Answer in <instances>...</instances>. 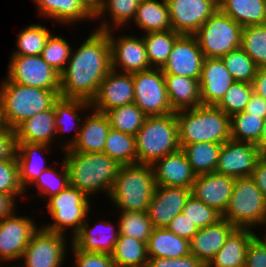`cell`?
I'll return each instance as SVG.
<instances>
[{
    "mask_svg": "<svg viewBox=\"0 0 266 267\" xmlns=\"http://www.w3.org/2000/svg\"><path fill=\"white\" fill-rule=\"evenodd\" d=\"M9 267H18L17 265H15V264H13V266H12V263H11V266L10 265H8Z\"/></svg>",
    "mask_w": 266,
    "mask_h": 267,
    "instance_id": "obj_64",
    "label": "cell"
},
{
    "mask_svg": "<svg viewBox=\"0 0 266 267\" xmlns=\"http://www.w3.org/2000/svg\"><path fill=\"white\" fill-rule=\"evenodd\" d=\"M87 215L85 223L80 230L71 238V243L84 251L102 252L111 254L119 236L118 221L102 220L90 227L91 218Z\"/></svg>",
    "mask_w": 266,
    "mask_h": 267,
    "instance_id": "obj_23",
    "label": "cell"
},
{
    "mask_svg": "<svg viewBox=\"0 0 266 267\" xmlns=\"http://www.w3.org/2000/svg\"><path fill=\"white\" fill-rule=\"evenodd\" d=\"M265 119L246 112H239L230 117L231 140L257 144Z\"/></svg>",
    "mask_w": 266,
    "mask_h": 267,
    "instance_id": "obj_45",
    "label": "cell"
},
{
    "mask_svg": "<svg viewBox=\"0 0 266 267\" xmlns=\"http://www.w3.org/2000/svg\"><path fill=\"white\" fill-rule=\"evenodd\" d=\"M21 29L16 40L17 49L11 56L40 55L52 32L44 25L35 22Z\"/></svg>",
    "mask_w": 266,
    "mask_h": 267,
    "instance_id": "obj_40",
    "label": "cell"
},
{
    "mask_svg": "<svg viewBox=\"0 0 266 267\" xmlns=\"http://www.w3.org/2000/svg\"><path fill=\"white\" fill-rule=\"evenodd\" d=\"M7 127L5 120H4V116H3V107H2V103H1V99H0V130L1 129H5Z\"/></svg>",
    "mask_w": 266,
    "mask_h": 267,
    "instance_id": "obj_62",
    "label": "cell"
},
{
    "mask_svg": "<svg viewBox=\"0 0 266 267\" xmlns=\"http://www.w3.org/2000/svg\"><path fill=\"white\" fill-rule=\"evenodd\" d=\"M151 166L156 186L186 187L192 190L197 175L181 148L160 158Z\"/></svg>",
    "mask_w": 266,
    "mask_h": 267,
    "instance_id": "obj_20",
    "label": "cell"
},
{
    "mask_svg": "<svg viewBox=\"0 0 266 267\" xmlns=\"http://www.w3.org/2000/svg\"><path fill=\"white\" fill-rule=\"evenodd\" d=\"M221 58H204L200 83L202 105H216L234 83Z\"/></svg>",
    "mask_w": 266,
    "mask_h": 267,
    "instance_id": "obj_24",
    "label": "cell"
},
{
    "mask_svg": "<svg viewBox=\"0 0 266 267\" xmlns=\"http://www.w3.org/2000/svg\"><path fill=\"white\" fill-rule=\"evenodd\" d=\"M171 108L174 112L202 105L199 79L164 75Z\"/></svg>",
    "mask_w": 266,
    "mask_h": 267,
    "instance_id": "obj_32",
    "label": "cell"
},
{
    "mask_svg": "<svg viewBox=\"0 0 266 267\" xmlns=\"http://www.w3.org/2000/svg\"><path fill=\"white\" fill-rule=\"evenodd\" d=\"M244 267H266V243L259 238V234L247 248Z\"/></svg>",
    "mask_w": 266,
    "mask_h": 267,
    "instance_id": "obj_53",
    "label": "cell"
},
{
    "mask_svg": "<svg viewBox=\"0 0 266 267\" xmlns=\"http://www.w3.org/2000/svg\"><path fill=\"white\" fill-rule=\"evenodd\" d=\"M221 59L234 81L252 83L258 67L242 48L227 53Z\"/></svg>",
    "mask_w": 266,
    "mask_h": 267,
    "instance_id": "obj_46",
    "label": "cell"
},
{
    "mask_svg": "<svg viewBox=\"0 0 266 267\" xmlns=\"http://www.w3.org/2000/svg\"><path fill=\"white\" fill-rule=\"evenodd\" d=\"M16 210L0 220V263H18L29 244L32 234L39 228L32 216H19ZM17 261V262H16ZM1 265V264H0Z\"/></svg>",
    "mask_w": 266,
    "mask_h": 267,
    "instance_id": "obj_13",
    "label": "cell"
},
{
    "mask_svg": "<svg viewBox=\"0 0 266 267\" xmlns=\"http://www.w3.org/2000/svg\"><path fill=\"white\" fill-rule=\"evenodd\" d=\"M156 182L151 165H120L108 199L118 211H147Z\"/></svg>",
    "mask_w": 266,
    "mask_h": 267,
    "instance_id": "obj_4",
    "label": "cell"
},
{
    "mask_svg": "<svg viewBox=\"0 0 266 267\" xmlns=\"http://www.w3.org/2000/svg\"><path fill=\"white\" fill-rule=\"evenodd\" d=\"M134 103L147 116L173 113L161 68L132 73Z\"/></svg>",
    "mask_w": 266,
    "mask_h": 267,
    "instance_id": "obj_11",
    "label": "cell"
},
{
    "mask_svg": "<svg viewBox=\"0 0 266 267\" xmlns=\"http://www.w3.org/2000/svg\"><path fill=\"white\" fill-rule=\"evenodd\" d=\"M253 92L266 100V68H258L252 81Z\"/></svg>",
    "mask_w": 266,
    "mask_h": 267,
    "instance_id": "obj_58",
    "label": "cell"
},
{
    "mask_svg": "<svg viewBox=\"0 0 266 267\" xmlns=\"http://www.w3.org/2000/svg\"><path fill=\"white\" fill-rule=\"evenodd\" d=\"M218 9L242 27L266 24V0H218Z\"/></svg>",
    "mask_w": 266,
    "mask_h": 267,
    "instance_id": "obj_35",
    "label": "cell"
},
{
    "mask_svg": "<svg viewBox=\"0 0 266 267\" xmlns=\"http://www.w3.org/2000/svg\"><path fill=\"white\" fill-rule=\"evenodd\" d=\"M103 153L120 165L137 163L135 136L110 128Z\"/></svg>",
    "mask_w": 266,
    "mask_h": 267,
    "instance_id": "obj_39",
    "label": "cell"
},
{
    "mask_svg": "<svg viewBox=\"0 0 266 267\" xmlns=\"http://www.w3.org/2000/svg\"><path fill=\"white\" fill-rule=\"evenodd\" d=\"M69 244L74 258L73 267H117L111 254L81 250L71 243V237Z\"/></svg>",
    "mask_w": 266,
    "mask_h": 267,
    "instance_id": "obj_51",
    "label": "cell"
},
{
    "mask_svg": "<svg viewBox=\"0 0 266 267\" xmlns=\"http://www.w3.org/2000/svg\"><path fill=\"white\" fill-rule=\"evenodd\" d=\"M15 134L17 142L43 143L50 146L55 144L56 128L53 106L24 120L15 128Z\"/></svg>",
    "mask_w": 266,
    "mask_h": 267,
    "instance_id": "obj_30",
    "label": "cell"
},
{
    "mask_svg": "<svg viewBox=\"0 0 266 267\" xmlns=\"http://www.w3.org/2000/svg\"><path fill=\"white\" fill-rule=\"evenodd\" d=\"M252 94V83L235 81L215 106L231 117L244 111Z\"/></svg>",
    "mask_w": 266,
    "mask_h": 267,
    "instance_id": "obj_47",
    "label": "cell"
},
{
    "mask_svg": "<svg viewBox=\"0 0 266 267\" xmlns=\"http://www.w3.org/2000/svg\"><path fill=\"white\" fill-rule=\"evenodd\" d=\"M243 27L217 9L194 34L205 58H222L241 48Z\"/></svg>",
    "mask_w": 266,
    "mask_h": 267,
    "instance_id": "obj_9",
    "label": "cell"
},
{
    "mask_svg": "<svg viewBox=\"0 0 266 267\" xmlns=\"http://www.w3.org/2000/svg\"><path fill=\"white\" fill-rule=\"evenodd\" d=\"M241 48L258 68H266V24L243 27Z\"/></svg>",
    "mask_w": 266,
    "mask_h": 267,
    "instance_id": "obj_44",
    "label": "cell"
},
{
    "mask_svg": "<svg viewBox=\"0 0 266 267\" xmlns=\"http://www.w3.org/2000/svg\"><path fill=\"white\" fill-rule=\"evenodd\" d=\"M117 267H146L148 262L147 243L119 235L111 253Z\"/></svg>",
    "mask_w": 266,
    "mask_h": 267,
    "instance_id": "obj_36",
    "label": "cell"
},
{
    "mask_svg": "<svg viewBox=\"0 0 266 267\" xmlns=\"http://www.w3.org/2000/svg\"><path fill=\"white\" fill-rule=\"evenodd\" d=\"M250 177L266 198V157L264 155L258 159Z\"/></svg>",
    "mask_w": 266,
    "mask_h": 267,
    "instance_id": "obj_56",
    "label": "cell"
},
{
    "mask_svg": "<svg viewBox=\"0 0 266 267\" xmlns=\"http://www.w3.org/2000/svg\"><path fill=\"white\" fill-rule=\"evenodd\" d=\"M83 1L95 12L103 0H83Z\"/></svg>",
    "mask_w": 266,
    "mask_h": 267,
    "instance_id": "obj_61",
    "label": "cell"
},
{
    "mask_svg": "<svg viewBox=\"0 0 266 267\" xmlns=\"http://www.w3.org/2000/svg\"><path fill=\"white\" fill-rule=\"evenodd\" d=\"M62 161L56 162L57 164L59 163L61 164L60 165L61 170L58 169L60 167L57 165H52V166L50 165V167L47 170L43 171L38 176V178L31 184V188L32 186H34V188L37 187L36 193L37 196L40 197V199L46 201L48 198L58 194L59 192L66 189L70 185L69 175L67 167L65 165V160L63 159Z\"/></svg>",
    "mask_w": 266,
    "mask_h": 267,
    "instance_id": "obj_41",
    "label": "cell"
},
{
    "mask_svg": "<svg viewBox=\"0 0 266 267\" xmlns=\"http://www.w3.org/2000/svg\"><path fill=\"white\" fill-rule=\"evenodd\" d=\"M180 35L173 29L142 34L151 68H162L164 66L176 39Z\"/></svg>",
    "mask_w": 266,
    "mask_h": 267,
    "instance_id": "obj_38",
    "label": "cell"
},
{
    "mask_svg": "<svg viewBox=\"0 0 266 267\" xmlns=\"http://www.w3.org/2000/svg\"><path fill=\"white\" fill-rule=\"evenodd\" d=\"M17 138L15 129L9 128L0 130V160H17Z\"/></svg>",
    "mask_w": 266,
    "mask_h": 267,
    "instance_id": "obj_55",
    "label": "cell"
},
{
    "mask_svg": "<svg viewBox=\"0 0 266 267\" xmlns=\"http://www.w3.org/2000/svg\"><path fill=\"white\" fill-rule=\"evenodd\" d=\"M176 118L181 149L192 143L223 144L231 140L230 116L214 105L179 110Z\"/></svg>",
    "mask_w": 266,
    "mask_h": 267,
    "instance_id": "obj_3",
    "label": "cell"
},
{
    "mask_svg": "<svg viewBox=\"0 0 266 267\" xmlns=\"http://www.w3.org/2000/svg\"><path fill=\"white\" fill-rule=\"evenodd\" d=\"M146 267H206V265L192 254L181 258H149Z\"/></svg>",
    "mask_w": 266,
    "mask_h": 267,
    "instance_id": "obj_54",
    "label": "cell"
},
{
    "mask_svg": "<svg viewBox=\"0 0 266 267\" xmlns=\"http://www.w3.org/2000/svg\"><path fill=\"white\" fill-rule=\"evenodd\" d=\"M234 229L235 227L223 218L214 225L199 229L189 241L190 254L207 265Z\"/></svg>",
    "mask_w": 266,
    "mask_h": 267,
    "instance_id": "obj_28",
    "label": "cell"
},
{
    "mask_svg": "<svg viewBox=\"0 0 266 267\" xmlns=\"http://www.w3.org/2000/svg\"><path fill=\"white\" fill-rule=\"evenodd\" d=\"M53 108L55 113L56 138L59 137L58 139L62 146L61 151H64L70 149L78 138L82 123V116H79L80 112H83L81 113L82 115L84 113L86 114L87 111H90L91 105L89 101L83 99L59 97L54 102ZM74 129L76 132L72 135L73 137L68 138L66 134H64L68 131L72 133ZM61 140H63V142Z\"/></svg>",
    "mask_w": 266,
    "mask_h": 267,
    "instance_id": "obj_22",
    "label": "cell"
},
{
    "mask_svg": "<svg viewBox=\"0 0 266 267\" xmlns=\"http://www.w3.org/2000/svg\"><path fill=\"white\" fill-rule=\"evenodd\" d=\"M118 227L119 235H126L145 243L153 231V225L147 211H119Z\"/></svg>",
    "mask_w": 266,
    "mask_h": 267,
    "instance_id": "obj_43",
    "label": "cell"
},
{
    "mask_svg": "<svg viewBox=\"0 0 266 267\" xmlns=\"http://www.w3.org/2000/svg\"><path fill=\"white\" fill-rule=\"evenodd\" d=\"M83 41L60 74V97L91 102L111 70V46L107 33L95 28Z\"/></svg>",
    "mask_w": 266,
    "mask_h": 267,
    "instance_id": "obj_1",
    "label": "cell"
},
{
    "mask_svg": "<svg viewBox=\"0 0 266 267\" xmlns=\"http://www.w3.org/2000/svg\"><path fill=\"white\" fill-rule=\"evenodd\" d=\"M175 32L194 35L218 9V0H166Z\"/></svg>",
    "mask_w": 266,
    "mask_h": 267,
    "instance_id": "obj_17",
    "label": "cell"
},
{
    "mask_svg": "<svg viewBox=\"0 0 266 267\" xmlns=\"http://www.w3.org/2000/svg\"><path fill=\"white\" fill-rule=\"evenodd\" d=\"M222 144L211 142H199L185 145V152L189 164L196 175L212 173L216 171L219 153Z\"/></svg>",
    "mask_w": 266,
    "mask_h": 267,
    "instance_id": "obj_37",
    "label": "cell"
},
{
    "mask_svg": "<svg viewBox=\"0 0 266 267\" xmlns=\"http://www.w3.org/2000/svg\"><path fill=\"white\" fill-rule=\"evenodd\" d=\"M67 238L62 233L45 230L42 225L32 234L18 267H62L66 257Z\"/></svg>",
    "mask_w": 266,
    "mask_h": 267,
    "instance_id": "obj_10",
    "label": "cell"
},
{
    "mask_svg": "<svg viewBox=\"0 0 266 267\" xmlns=\"http://www.w3.org/2000/svg\"><path fill=\"white\" fill-rule=\"evenodd\" d=\"M105 114L109 118L111 128L134 136L147 117L135 103L110 109Z\"/></svg>",
    "mask_w": 266,
    "mask_h": 267,
    "instance_id": "obj_42",
    "label": "cell"
},
{
    "mask_svg": "<svg viewBox=\"0 0 266 267\" xmlns=\"http://www.w3.org/2000/svg\"><path fill=\"white\" fill-rule=\"evenodd\" d=\"M136 25L142 34L172 30L169 7L166 0H141L131 25Z\"/></svg>",
    "mask_w": 266,
    "mask_h": 267,
    "instance_id": "obj_34",
    "label": "cell"
},
{
    "mask_svg": "<svg viewBox=\"0 0 266 267\" xmlns=\"http://www.w3.org/2000/svg\"><path fill=\"white\" fill-rule=\"evenodd\" d=\"M0 192L11 195L16 202L26 195L19 182L17 160H0Z\"/></svg>",
    "mask_w": 266,
    "mask_h": 267,
    "instance_id": "obj_50",
    "label": "cell"
},
{
    "mask_svg": "<svg viewBox=\"0 0 266 267\" xmlns=\"http://www.w3.org/2000/svg\"><path fill=\"white\" fill-rule=\"evenodd\" d=\"M140 1L141 0H103L95 11L94 20H100L101 22L96 29L100 31H108L111 29H117V31L120 30L121 32L124 31V26L126 28V26L130 24L129 22L134 20ZM108 14L109 20H104L106 18L105 16H108Z\"/></svg>",
    "mask_w": 266,
    "mask_h": 267,
    "instance_id": "obj_31",
    "label": "cell"
},
{
    "mask_svg": "<svg viewBox=\"0 0 266 267\" xmlns=\"http://www.w3.org/2000/svg\"><path fill=\"white\" fill-rule=\"evenodd\" d=\"M256 146L262 154L266 151V119L264 121L262 132Z\"/></svg>",
    "mask_w": 266,
    "mask_h": 267,
    "instance_id": "obj_60",
    "label": "cell"
},
{
    "mask_svg": "<svg viewBox=\"0 0 266 267\" xmlns=\"http://www.w3.org/2000/svg\"><path fill=\"white\" fill-rule=\"evenodd\" d=\"M261 156L253 143L228 140L221 146L215 172L233 178L250 177Z\"/></svg>",
    "mask_w": 266,
    "mask_h": 267,
    "instance_id": "obj_16",
    "label": "cell"
},
{
    "mask_svg": "<svg viewBox=\"0 0 266 267\" xmlns=\"http://www.w3.org/2000/svg\"><path fill=\"white\" fill-rule=\"evenodd\" d=\"M192 194L186 187L156 186L147 208L154 228H166L170 221L182 212L184 204Z\"/></svg>",
    "mask_w": 266,
    "mask_h": 267,
    "instance_id": "obj_19",
    "label": "cell"
},
{
    "mask_svg": "<svg viewBox=\"0 0 266 267\" xmlns=\"http://www.w3.org/2000/svg\"><path fill=\"white\" fill-rule=\"evenodd\" d=\"M134 80L132 74L111 69L99 85L91 100V109L106 113L123 105L134 103Z\"/></svg>",
    "mask_w": 266,
    "mask_h": 267,
    "instance_id": "obj_18",
    "label": "cell"
},
{
    "mask_svg": "<svg viewBox=\"0 0 266 267\" xmlns=\"http://www.w3.org/2000/svg\"><path fill=\"white\" fill-rule=\"evenodd\" d=\"M175 235L188 239L189 241L198 232L199 228L183 212L176 215L166 227Z\"/></svg>",
    "mask_w": 266,
    "mask_h": 267,
    "instance_id": "obj_52",
    "label": "cell"
},
{
    "mask_svg": "<svg viewBox=\"0 0 266 267\" xmlns=\"http://www.w3.org/2000/svg\"><path fill=\"white\" fill-rule=\"evenodd\" d=\"M10 58L6 76L10 82L52 90L60 96V74L41 55Z\"/></svg>",
    "mask_w": 266,
    "mask_h": 267,
    "instance_id": "obj_12",
    "label": "cell"
},
{
    "mask_svg": "<svg viewBox=\"0 0 266 267\" xmlns=\"http://www.w3.org/2000/svg\"><path fill=\"white\" fill-rule=\"evenodd\" d=\"M37 5L40 16L55 20L59 24L71 25L74 23L93 20L95 12L83 0H33Z\"/></svg>",
    "mask_w": 266,
    "mask_h": 267,
    "instance_id": "obj_26",
    "label": "cell"
},
{
    "mask_svg": "<svg viewBox=\"0 0 266 267\" xmlns=\"http://www.w3.org/2000/svg\"><path fill=\"white\" fill-rule=\"evenodd\" d=\"M15 201L11 195L0 192V220L10 216L17 209Z\"/></svg>",
    "mask_w": 266,
    "mask_h": 267,
    "instance_id": "obj_59",
    "label": "cell"
},
{
    "mask_svg": "<svg viewBox=\"0 0 266 267\" xmlns=\"http://www.w3.org/2000/svg\"><path fill=\"white\" fill-rule=\"evenodd\" d=\"M93 111V112H92ZM91 112V114L89 113ZM83 117L79 135L70 149L64 151H77L84 153H101L104 150L110 121L105 113L90 109Z\"/></svg>",
    "mask_w": 266,
    "mask_h": 267,
    "instance_id": "obj_25",
    "label": "cell"
},
{
    "mask_svg": "<svg viewBox=\"0 0 266 267\" xmlns=\"http://www.w3.org/2000/svg\"><path fill=\"white\" fill-rule=\"evenodd\" d=\"M262 226H264L265 229H266V218L264 219ZM265 233H266V230H265ZM259 238H260L263 242L266 243V234H264V237L262 236V237H259Z\"/></svg>",
    "mask_w": 266,
    "mask_h": 267,
    "instance_id": "obj_63",
    "label": "cell"
},
{
    "mask_svg": "<svg viewBox=\"0 0 266 267\" xmlns=\"http://www.w3.org/2000/svg\"><path fill=\"white\" fill-rule=\"evenodd\" d=\"M105 32L111 46V69L129 74L151 69L142 35L120 34L116 38L114 29Z\"/></svg>",
    "mask_w": 266,
    "mask_h": 267,
    "instance_id": "obj_14",
    "label": "cell"
},
{
    "mask_svg": "<svg viewBox=\"0 0 266 267\" xmlns=\"http://www.w3.org/2000/svg\"><path fill=\"white\" fill-rule=\"evenodd\" d=\"M182 212L194 222L199 229L214 225L222 219V215L214 208L209 207L194 195H190L184 204Z\"/></svg>",
    "mask_w": 266,
    "mask_h": 267,
    "instance_id": "obj_49",
    "label": "cell"
},
{
    "mask_svg": "<svg viewBox=\"0 0 266 267\" xmlns=\"http://www.w3.org/2000/svg\"><path fill=\"white\" fill-rule=\"evenodd\" d=\"M19 182L27 194L29 186L38 178V176L49 168L45 156L48 151L51 152L50 145L43 143L17 142ZM42 152V153H41ZM42 154V155H41Z\"/></svg>",
    "mask_w": 266,
    "mask_h": 267,
    "instance_id": "obj_27",
    "label": "cell"
},
{
    "mask_svg": "<svg viewBox=\"0 0 266 267\" xmlns=\"http://www.w3.org/2000/svg\"><path fill=\"white\" fill-rule=\"evenodd\" d=\"M0 99L6 125L15 129L24 120L50 109L60 97L55 91L10 82H0Z\"/></svg>",
    "mask_w": 266,
    "mask_h": 267,
    "instance_id": "obj_5",
    "label": "cell"
},
{
    "mask_svg": "<svg viewBox=\"0 0 266 267\" xmlns=\"http://www.w3.org/2000/svg\"><path fill=\"white\" fill-rule=\"evenodd\" d=\"M235 178L216 172L197 175L192 187V195L221 215L229 204Z\"/></svg>",
    "mask_w": 266,
    "mask_h": 267,
    "instance_id": "obj_21",
    "label": "cell"
},
{
    "mask_svg": "<svg viewBox=\"0 0 266 267\" xmlns=\"http://www.w3.org/2000/svg\"><path fill=\"white\" fill-rule=\"evenodd\" d=\"M68 41L61 35L52 33L40 54L43 60L59 74L65 69L71 55L72 47Z\"/></svg>",
    "mask_w": 266,
    "mask_h": 267,
    "instance_id": "obj_48",
    "label": "cell"
},
{
    "mask_svg": "<svg viewBox=\"0 0 266 267\" xmlns=\"http://www.w3.org/2000/svg\"><path fill=\"white\" fill-rule=\"evenodd\" d=\"M137 163L152 165L180 149L176 112L147 116L135 135Z\"/></svg>",
    "mask_w": 266,
    "mask_h": 267,
    "instance_id": "obj_6",
    "label": "cell"
},
{
    "mask_svg": "<svg viewBox=\"0 0 266 267\" xmlns=\"http://www.w3.org/2000/svg\"><path fill=\"white\" fill-rule=\"evenodd\" d=\"M222 218L235 228L262 227L266 198L251 177L235 178L232 195Z\"/></svg>",
    "mask_w": 266,
    "mask_h": 267,
    "instance_id": "obj_8",
    "label": "cell"
},
{
    "mask_svg": "<svg viewBox=\"0 0 266 267\" xmlns=\"http://www.w3.org/2000/svg\"><path fill=\"white\" fill-rule=\"evenodd\" d=\"M148 258H181L190 254L189 240L167 228H153L147 242Z\"/></svg>",
    "mask_w": 266,
    "mask_h": 267,
    "instance_id": "obj_33",
    "label": "cell"
},
{
    "mask_svg": "<svg viewBox=\"0 0 266 267\" xmlns=\"http://www.w3.org/2000/svg\"><path fill=\"white\" fill-rule=\"evenodd\" d=\"M91 201L85 192L69 185L46 200L45 208L53 221L43 224L42 227L50 232L64 235L70 233L69 236L73 238L85 223L87 215L91 213ZM66 230L71 231L67 233Z\"/></svg>",
    "mask_w": 266,
    "mask_h": 267,
    "instance_id": "obj_7",
    "label": "cell"
},
{
    "mask_svg": "<svg viewBox=\"0 0 266 267\" xmlns=\"http://www.w3.org/2000/svg\"><path fill=\"white\" fill-rule=\"evenodd\" d=\"M204 58L196 36L181 34L176 39L171 54L161 70L164 75L200 80Z\"/></svg>",
    "mask_w": 266,
    "mask_h": 267,
    "instance_id": "obj_15",
    "label": "cell"
},
{
    "mask_svg": "<svg viewBox=\"0 0 266 267\" xmlns=\"http://www.w3.org/2000/svg\"><path fill=\"white\" fill-rule=\"evenodd\" d=\"M244 112L266 119V100L253 92Z\"/></svg>",
    "mask_w": 266,
    "mask_h": 267,
    "instance_id": "obj_57",
    "label": "cell"
},
{
    "mask_svg": "<svg viewBox=\"0 0 266 267\" xmlns=\"http://www.w3.org/2000/svg\"><path fill=\"white\" fill-rule=\"evenodd\" d=\"M70 186L85 192L91 199L103 192L109 196L120 164L105 153L62 151Z\"/></svg>",
    "mask_w": 266,
    "mask_h": 267,
    "instance_id": "obj_2",
    "label": "cell"
},
{
    "mask_svg": "<svg viewBox=\"0 0 266 267\" xmlns=\"http://www.w3.org/2000/svg\"><path fill=\"white\" fill-rule=\"evenodd\" d=\"M257 236L250 228H235L206 267H244L247 248Z\"/></svg>",
    "mask_w": 266,
    "mask_h": 267,
    "instance_id": "obj_29",
    "label": "cell"
}]
</instances>
